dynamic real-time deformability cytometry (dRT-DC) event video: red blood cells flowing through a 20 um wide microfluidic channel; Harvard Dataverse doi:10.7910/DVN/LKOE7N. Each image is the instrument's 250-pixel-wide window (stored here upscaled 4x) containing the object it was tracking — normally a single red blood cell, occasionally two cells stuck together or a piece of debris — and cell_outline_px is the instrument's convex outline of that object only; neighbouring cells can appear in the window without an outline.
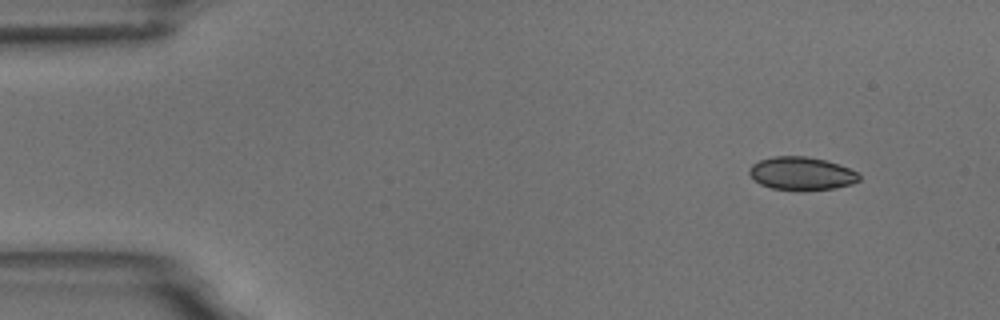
{"species": "common noctule bat (a hibernating species)", "species_latin": "Nyctalus noctula", "temperature_condition": "room temperature", "stored_images_in_passage": 3, "camera_frame_rate_fps": 3000, "um_per_image_px": 0.085, "animal": {"sex": "male", "body_mass_g": 18.8}, "frame": {"image": 1, "passage_image": 1, "time_ms": 0.0, "image_size_px": [1000, 320], "cell_outline_px": [[860, 180], [852, 184], [832, 188], [804, 192], [772, 188], [760, 184], [748, 172], [748, 168], [752, 164], [760, 160], [772, 156], [808, 156], [840, 164], [860, 172]], "centroid_in_image_um": [68.16, 14.75], "position_along_channel_um": 16.8, "area_um2": 21.62}}
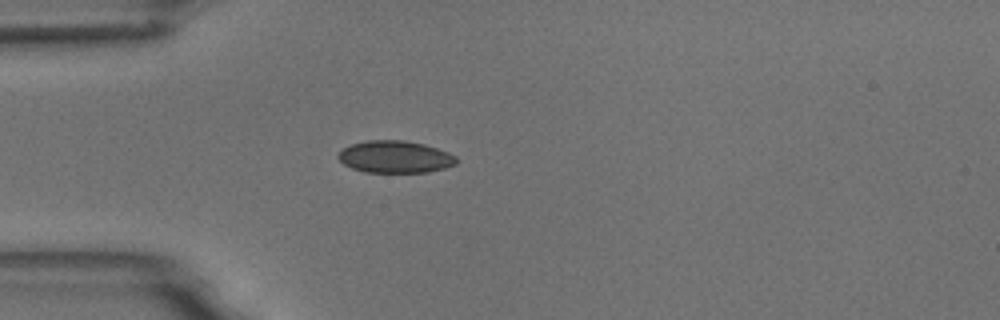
{"frame": {"image": 2, "passage_image": 3, "time_ms": 3.333, "image_size_px": [1000, 320], "cell_outline_px": [[456, 164], [444, 168], [428, 172], [364, 172], [352, 168], [344, 164], [336, 156], [344, 148], [352, 144], [368, 140], [404, 140], [424, 144], [448, 152], [456, 156]], "centroid_in_image_um": [33.58, 13.33], "position_along_channel_um": 51.4, "area_um2": 22.02}}